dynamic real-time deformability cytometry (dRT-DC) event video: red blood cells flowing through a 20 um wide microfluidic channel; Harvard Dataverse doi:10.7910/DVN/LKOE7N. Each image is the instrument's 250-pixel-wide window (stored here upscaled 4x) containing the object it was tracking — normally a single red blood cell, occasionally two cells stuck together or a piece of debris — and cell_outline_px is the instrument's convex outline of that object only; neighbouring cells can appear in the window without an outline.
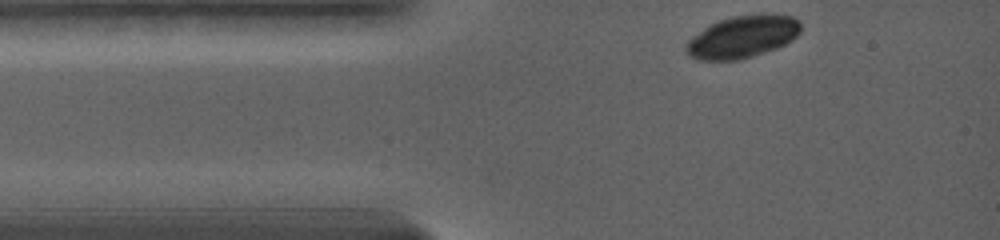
{"species": "common noctule bat (a hibernating species)", "species_latin": "Nyctalus noctula", "temperature_condition": "warm", "stored_images_in_passage": 49, "camera_frame_rate_fps": 5000, "um_per_image_px": 0.085, "animal": {"sex": "female", "body_mass_g": 19.0, "forearm_length_mm": 56.7}, "frame": {"image": 1, "passage_image": 1, "time_ms": 0.0, "image_size_px": [1000, 240], "cell_outline_px": [[800, 32], [792, 40], [776, 48], [752, 56], [736, 60], [700, 60], [692, 56], [684, 48], [684, 44], [692, 36], [708, 24], [732, 16], [764, 12], [772, 12], [792, 16], [800, 20]], "centroid_in_image_um": [63.13, 3.08], "position_along_channel_um": 21.9, "area_um2": 28.61}}
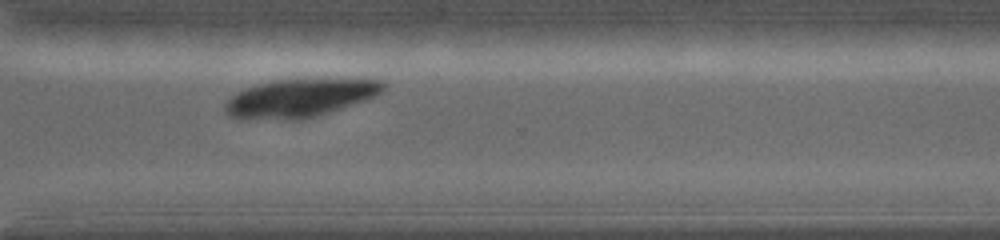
{"frame": {"image": 2, "passage_image": 37, "time_ms": 9.8, "image_size_px": [1000, 240], "cell_outline_px": [[384, 88], [380, 92], [364, 100], [316, 116], [300, 120], [240, 120], [228, 116], [224, 112], [224, 104], [236, 92], [260, 84], [276, 80], [380, 80], [384, 84]], "centroid_in_image_um": [25.34, 8.38], "position_along_channel_um": 345.3, "area_um2": 34.62}}
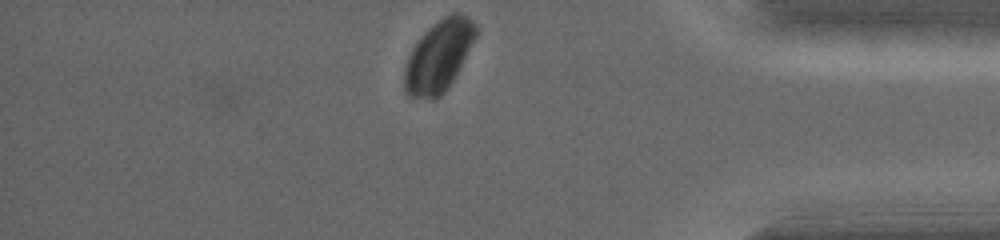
{"frame": {"image": 3, "passage_image": 49, "time_ms": 12.0, "image_size_px": [1000, 240], "cell_outline_px": [[480, 32], [452, 80], [444, 92], [440, 96], [432, 100], [408, 96], [404, 92], [404, 68], [408, 56], [412, 48], [420, 36], [428, 28], [444, 16], [452, 12], [460, 12], [468, 16], [476, 24]], "centroid_in_image_um": [37.3, 4.74], "position_along_channel_um": 397.9, "area_um2": 30.0}}